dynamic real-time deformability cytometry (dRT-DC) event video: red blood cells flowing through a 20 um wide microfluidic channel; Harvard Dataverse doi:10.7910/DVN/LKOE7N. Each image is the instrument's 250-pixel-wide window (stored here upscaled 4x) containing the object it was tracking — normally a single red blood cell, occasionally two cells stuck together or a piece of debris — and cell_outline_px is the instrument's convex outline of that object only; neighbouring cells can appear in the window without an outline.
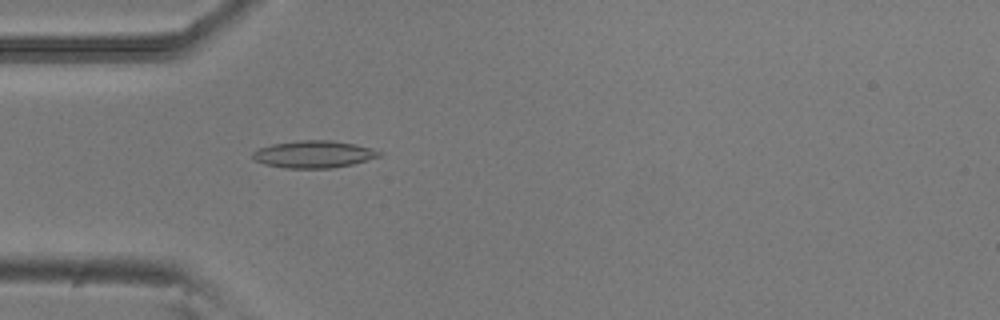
{"species": "common noctule bat (a hibernating species)", "species_latin": "Nyctalus noctula", "temperature_condition": "room temperature", "stored_images_in_passage": 4, "camera_frame_rate_fps": 3000, "um_per_image_px": 0.085, "animal": {"sex": "male", "body_mass_g": 20.5, "forearm_length_mm": 52.5}, "frame": {"image": 1, "passage_image": 4, "time_ms": 1.0, "image_size_px": [1000, 320], "cell_outline_px": [[384, 152], [380, 156], [352, 164], [332, 168], [284, 168], [264, 164], [256, 160], [252, 156], [252, 152], [260, 148], [272, 144], [300, 140], [332, 140], [356, 144], [372, 148]], "centroid_in_image_um": [26.69, 13.1], "position_along_channel_um": 58.3, "area_um2": 20.06}}